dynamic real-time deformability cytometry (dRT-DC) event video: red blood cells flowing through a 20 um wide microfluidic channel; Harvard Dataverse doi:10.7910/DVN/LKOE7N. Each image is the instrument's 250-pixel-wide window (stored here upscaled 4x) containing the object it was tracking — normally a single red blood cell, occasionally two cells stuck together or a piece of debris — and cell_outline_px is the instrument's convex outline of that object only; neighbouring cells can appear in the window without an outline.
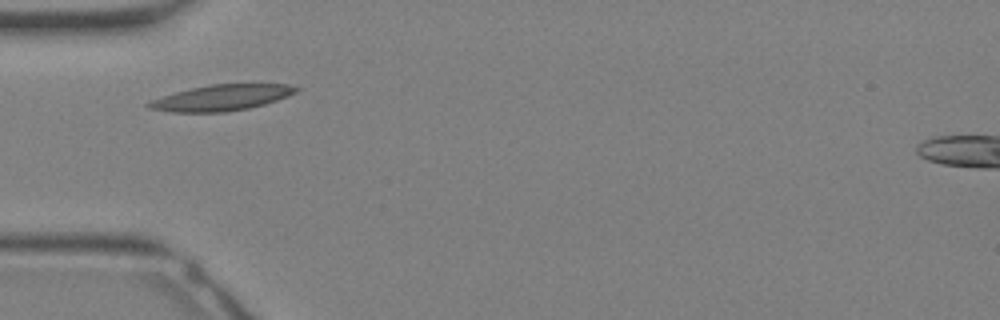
{"species": "Egyptian fruit bat (a non-hibernating species)", "species_latin": "Rousettus aegyptiacus", "temperature_condition": "warm", "stored_images_in_passage": 5, "camera_frame_rate_fps": 3000, "um_per_image_px": 0.085, "animal": {"sex": "female"}, "frame": {"image": 1, "passage_image": 1, "time_ms": 0.0, "image_size_px": [1000, 320], "cell_outline_px": [[300, 88], [296, 92], [288, 96], [264, 104], [248, 108], [224, 112], [168, 112], [148, 108], [144, 104], [152, 100], [176, 92], [192, 88], [212, 84], [288, 84]], "centroid_in_image_um": [18.82, 8.31], "position_along_channel_um": 66.2, "area_um2": 22.02}}
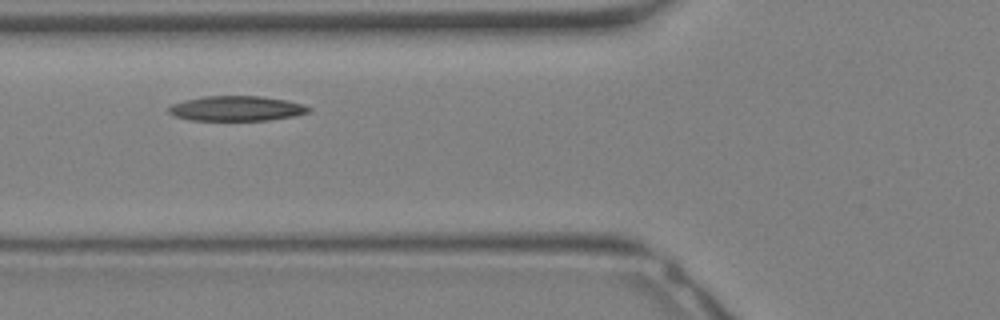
{"frame": {"image": 2, "passage_image": 3, "time_ms": 0.667, "image_size_px": [1000, 320], "cell_outline_px": [[312, 108], [308, 112], [292, 116], [268, 120], [192, 120], [176, 116], [168, 112], [168, 108], [172, 104], [184, 100], [204, 96], [260, 96], [288, 100], [304, 104]], "centroid_in_image_um": [20.12, 9.21], "position_along_channel_um": 105.7, "area_um2": 20.29}}
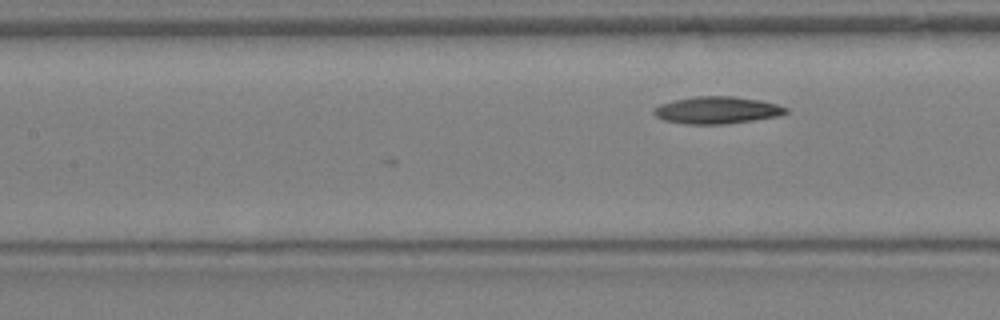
{"frame": {"image": 3, "passage_image": 5, "time_ms": 1.333, "image_size_px": [1000, 320], "cell_outline_px": [[788, 112], [780, 116], [728, 124], [684, 124], [664, 120], [656, 116], [652, 112], [660, 104], [672, 100], [696, 96], [732, 96], [760, 100], [776, 104], [788, 108]], "centroid_in_image_um": [60.96, 9.36], "position_along_channel_um": 146.4, "area_um2": 20.98}}